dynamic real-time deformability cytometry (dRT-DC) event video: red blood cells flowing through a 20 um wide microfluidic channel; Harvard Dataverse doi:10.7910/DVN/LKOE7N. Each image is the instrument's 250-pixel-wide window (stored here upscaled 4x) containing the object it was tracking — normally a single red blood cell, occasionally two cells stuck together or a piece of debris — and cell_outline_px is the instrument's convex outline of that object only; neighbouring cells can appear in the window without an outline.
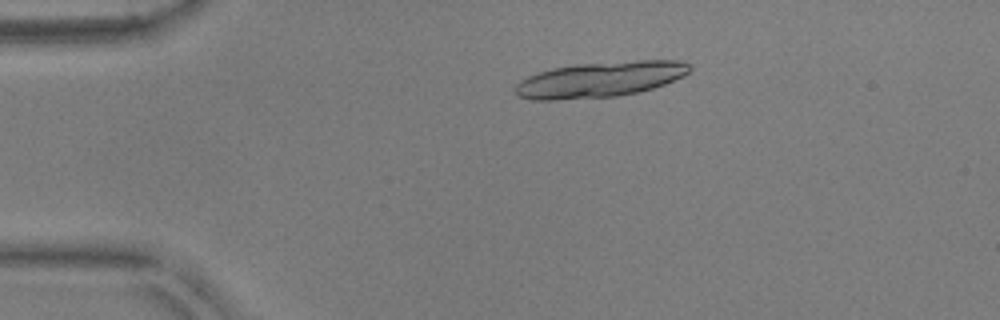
{"species": "common noctule bat (a hibernating species)", "species_latin": "Nyctalus noctula", "temperature_condition": "warm", "stored_images_in_passage": 19, "camera_frame_rate_fps": 3000, "um_per_image_px": 0.085, "animal": {"sex": "male", "body_mass_g": 17.9, "forearm_length_mm": 54.2}, "frame": {"image": 1, "passage_image": 11, "time_ms": 3.333, "image_size_px": [1000, 320], "cell_outline_px": [[692, 68], [684, 76], [664, 84], [640, 92], [616, 96], [556, 100], [532, 100], [520, 96], [516, 92], [516, 84], [520, 80], [528, 76], [540, 72], [556, 68], [576, 64], [636, 60], [684, 60], [692, 64]], "centroid_in_image_um": [51.07, 6.74], "position_along_channel_um": 33.9, "area_um2": 36.13}}